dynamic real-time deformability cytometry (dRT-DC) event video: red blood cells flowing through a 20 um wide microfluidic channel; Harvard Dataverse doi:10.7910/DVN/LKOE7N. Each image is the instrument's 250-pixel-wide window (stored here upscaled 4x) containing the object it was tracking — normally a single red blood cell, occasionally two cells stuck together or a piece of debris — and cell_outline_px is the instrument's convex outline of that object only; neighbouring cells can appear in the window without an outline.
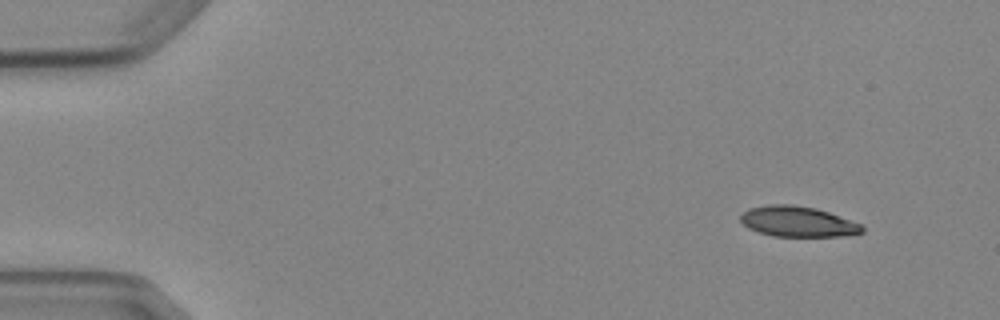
{"species": "Egyptian fruit bat (a non-hibernating species)", "species_latin": "Rousettus aegyptiacus", "temperature_condition": "cold", "stored_images_in_passage": 4, "camera_frame_rate_fps": 3000, "um_per_image_px": 0.085, "animal": {"sex": "female"}, "frame": {"image": 1, "passage_image": 1, "time_ms": 0.0, "image_size_px": [1000, 320], "cell_outline_px": [[864, 232], [840, 236], [772, 236], [748, 228], [740, 220], [740, 216], [748, 208], [768, 204], [792, 204], [816, 208], [864, 224]], "centroid_in_image_um": [67.83, 18.82], "position_along_channel_um": 17.2, "area_um2": 21.68}}
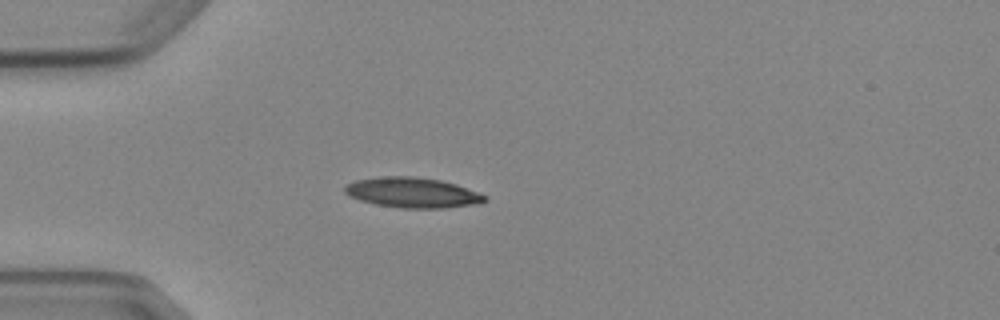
{"frame": {"image": 2, "passage_image": 4, "time_ms": 3.333, "image_size_px": [1000, 320], "cell_outline_px": [[488, 200], [480, 204], [444, 208], [400, 208], [376, 204], [360, 200], [348, 196], [344, 192], [344, 188], [348, 184], [356, 180], [380, 176], [412, 176], [440, 180], [456, 184], [488, 196]], "centroid_in_image_um": [35.09, 16.38], "position_along_channel_um": 49.9, "area_um2": 24.8}}